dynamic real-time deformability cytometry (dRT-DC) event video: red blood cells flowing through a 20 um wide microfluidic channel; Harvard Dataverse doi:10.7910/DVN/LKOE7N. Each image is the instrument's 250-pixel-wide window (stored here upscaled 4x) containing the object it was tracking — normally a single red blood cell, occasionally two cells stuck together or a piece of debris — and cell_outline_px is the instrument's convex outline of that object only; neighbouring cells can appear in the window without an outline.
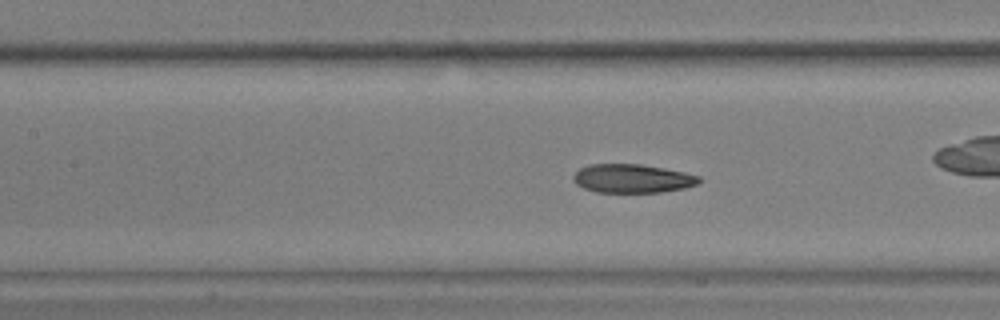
{"species": "common noctule bat (a hibernating species)", "species_latin": "Nyctalus noctula", "temperature_condition": "warm", "stored_images_in_passage": 56, "camera_frame_rate_fps": 3000, "um_per_image_px": 0.085, "animal": {"sex": "male", "body_mass_g": 17.9, "forearm_length_mm": 54.2}, "frame": {"image": 1, "passage_image": 25, "time_ms": 8.0, "image_size_px": [1000, 320], "cell_outline_px": [[700, 180], [696, 184], [684, 188], [660, 192], [596, 192], [584, 188], [576, 184], [572, 180], [572, 176], [580, 168], [588, 164], [640, 164], [664, 168], [684, 172], [700, 176]], "centroid_in_image_um": [53.71, 15.17], "position_along_channel_um": 153.7, "area_um2": 20.98}, "authors_computed_cell_mechanics": {"area_um2": 21.6461, "velocity_mm_per_s": 3.6132, "shape_relaxation_time_tau1_ms": 9.6955, "shape_relaxation_time_tau2_ms": 1.9342, "deformation_change_tau1": 0.2133, "deformation_change_tau2": 0.0799}}